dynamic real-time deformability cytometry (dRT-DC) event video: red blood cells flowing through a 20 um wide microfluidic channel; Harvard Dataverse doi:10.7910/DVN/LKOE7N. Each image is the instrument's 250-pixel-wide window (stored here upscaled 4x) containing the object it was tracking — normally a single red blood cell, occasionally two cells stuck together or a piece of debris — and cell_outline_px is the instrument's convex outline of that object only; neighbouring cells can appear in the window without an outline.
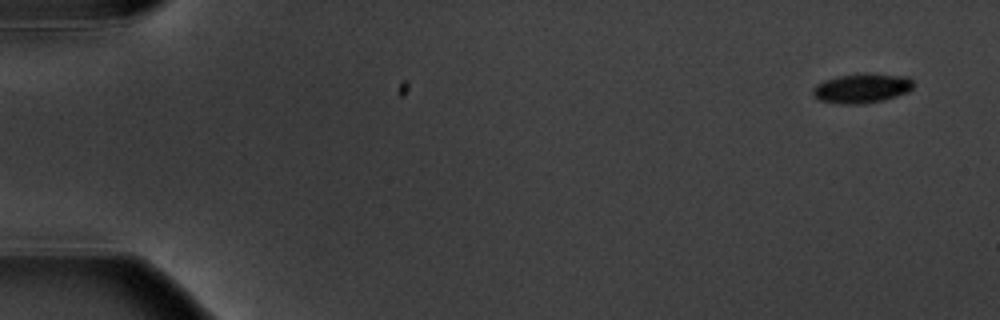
{"species": "common noctule bat (a hibernating species)", "species_latin": "Nyctalus noctula", "temperature_condition": "warm", "stored_images_in_passage": 6, "camera_frame_rate_fps": 3000, "um_per_image_px": 0.085, "animal": {"sex": "male", "body_mass_g": 20.1, "forearm_length_mm": 53.5}, "frame": {"image": 1, "passage_image": 1, "time_ms": 0.0, "image_size_px": [1000, 320], "cell_outline_px": [[912, 88], [908, 92], [884, 100], [864, 104], [840, 104], [820, 100], [812, 92], [812, 88], [816, 84], [824, 80], [840, 76], [908, 76], [912, 80]], "centroid_in_image_um": [73.23, 7.56], "position_along_channel_um": 11.8, "area_um2": 16.47}}
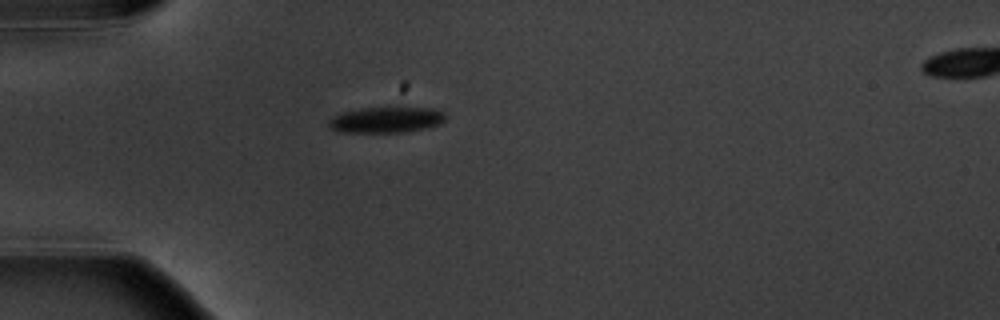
{"frame": {"image": 2, "passage_image": 5, "time_ms": 4.667, "image_size_px": [1000, 320], "cell_outline_px": [[444, 120], [440, 124], [424, 128], [404, 132], [336, 132], [328, 124], [328, 120], [344, 112], [364, 108], [432, 108], [444, 112]], "centroid_in_image_um": [32.83, 10.19], "position_along_channel_um": 52.2, "area_um2": 17.22}}